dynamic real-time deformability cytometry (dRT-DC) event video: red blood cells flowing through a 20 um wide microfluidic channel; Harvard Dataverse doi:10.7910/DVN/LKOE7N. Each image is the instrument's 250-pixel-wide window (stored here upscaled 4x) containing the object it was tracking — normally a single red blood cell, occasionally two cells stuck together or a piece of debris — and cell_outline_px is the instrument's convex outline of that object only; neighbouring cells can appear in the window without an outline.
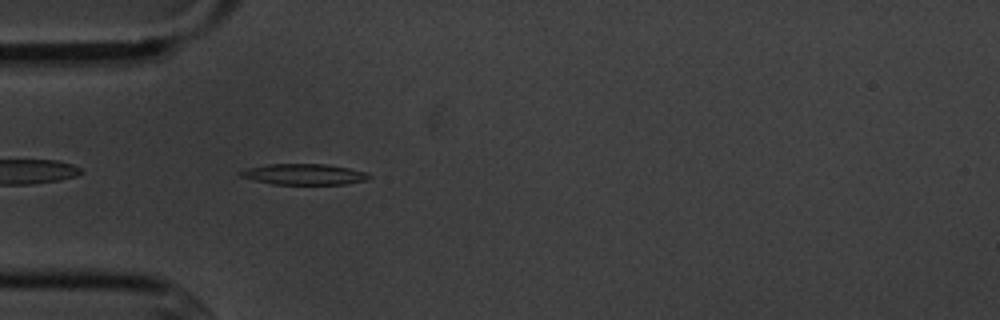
{"species": "common noctule bat (a hibernating species)", "species_latin": "Nyctalus noctula", "temperature_condition": "cold", "stored_images_in_passage": 5, "camera_frame_rate_fps": 3000, "um_per_image_px": 0.085, "animal": {"sex": "male", "body_mass_g": 20.1, "forearm_length_mm": 53.5}, "frame": {"image": 1, "passage_image": 5, "time_ms": 4.667, "image_size_px": [1000, 320], "cell_outline_px": [[372, 176], [368, 180], [344, 184], [272, 184], [240, 176], [236, 172], [248, 168], [268, 164], [324, 164], [348, 168], [368, 172]], "centroid_in_image_um": [25.87, 14.81], "position_along_channel_um": 59.1, "area_um2": 15.61}}